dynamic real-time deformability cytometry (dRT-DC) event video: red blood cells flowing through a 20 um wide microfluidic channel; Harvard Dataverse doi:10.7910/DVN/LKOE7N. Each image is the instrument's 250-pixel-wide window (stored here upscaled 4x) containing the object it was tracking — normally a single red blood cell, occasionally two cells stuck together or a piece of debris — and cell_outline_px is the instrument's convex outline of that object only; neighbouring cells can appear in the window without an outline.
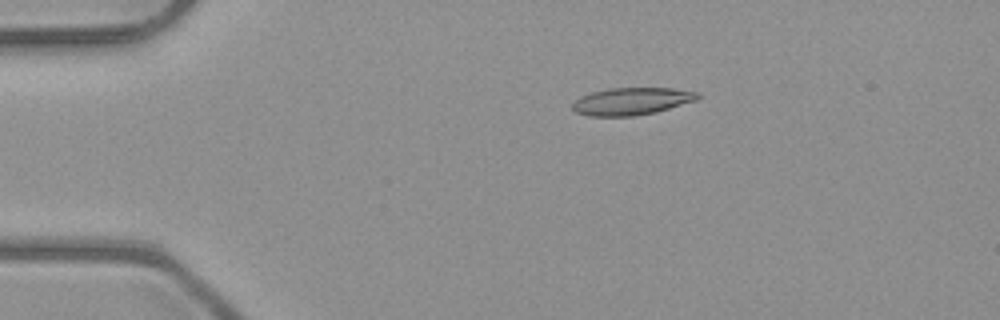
{"species": "common noctule bat (a hibernating species)", "species_latin": "Nyctalus noctula", "temperature_condition": "room temperature", "stored_images_in_passage": 42, "camera_frame_rate_fps": 3000, "um_per_image_px": 0.085, "animal": {"sex": "male", "body_mass_g": 23.1, "forearm_length_mm": 52.7}, "frame": {"image": 1, "passage_image": 1, "time_ms": 0.0, "image_size_px": [1000, 320], "cell_outline_px": [[700, 96], [696, 100], [656, 112], [632, 116], [588, 116], [576, 112], [572, 108], [572, 104], [580, 96], [592, 92], [608, 88], [672, 88], [700, 92]], "centroid_in_image_um": [53.68, 8.6], "position_along_channel_um": 31.3, "area_um2": 19.94}}
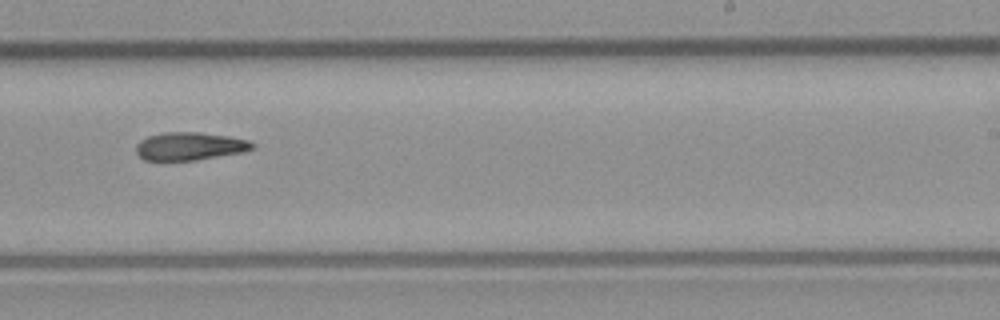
{"frame": {"image": 2, "passage_image": 23, "time_ms": 7.333, "image_size_px": [1000, 320], "cell_outline_px": [[256, 144], [252, 148], [240, 152], [192, 160], [144, 160], [136, 152], [136, 144], [140, 140], [148, 136], [164, 132], [200, 132], [228, 136], [248, 140]], "centroid_in_image_um": [16.08, 12.41], "position_along_channel_um": 272.9, "area_um2": 18.67}}
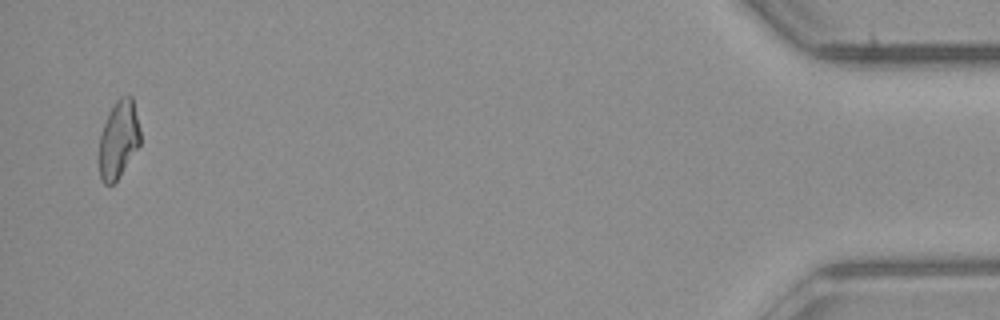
{"frame": {"image": 3, "passage_image": 41, "time_ms": 13.333, "image_size_px": [1000, 320], "cell_outline_px": [[140, 144], [116, 180], [112, 184], [104, 184], [100, 176], [100, 136], [104, 124], [116, 100], [120, 96], [132, 96], [140, 132]], "centroid_in_image_um": [10.08, 11.83], "position_along_channel_um": 425.1, "area_um2": 17.98}}